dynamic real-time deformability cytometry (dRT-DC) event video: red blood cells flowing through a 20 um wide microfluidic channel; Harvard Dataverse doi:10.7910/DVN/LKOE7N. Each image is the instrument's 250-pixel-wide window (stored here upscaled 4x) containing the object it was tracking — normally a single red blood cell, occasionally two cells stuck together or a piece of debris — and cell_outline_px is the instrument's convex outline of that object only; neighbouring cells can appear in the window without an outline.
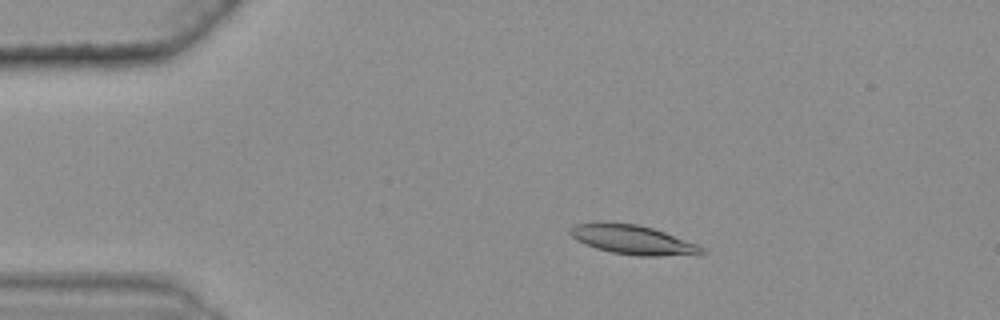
{"species": "common noctule bat (a hibernating species)", "species_latin": "Nyctalus noctula", "temperature_condition": "warm", "stored_images_in_passage": 46, "camera_frame_rate_fps": 3000, "um_per_image_px": 0.085, "animal": {"sex": "female", "body_mass_g": 25.1}, "frame": {"image": 1, "passage_image": 10, "time_ms": 3.0, "image_size_px": [1000, 320], "cell_outline_px": [[704, 252], [700, 256], [636, 256], [612, 252], [596, 248], [576, 240], [568, 232], [568, 228], [576, 224], [596, 220], [608, 220], [640, 224], [664, 232], [696, 244], [704, 248]], "centroid_in_image_um": [53.75, 20.35], "position_along_channel_um": 31.2, "area_um2": 23.24}}
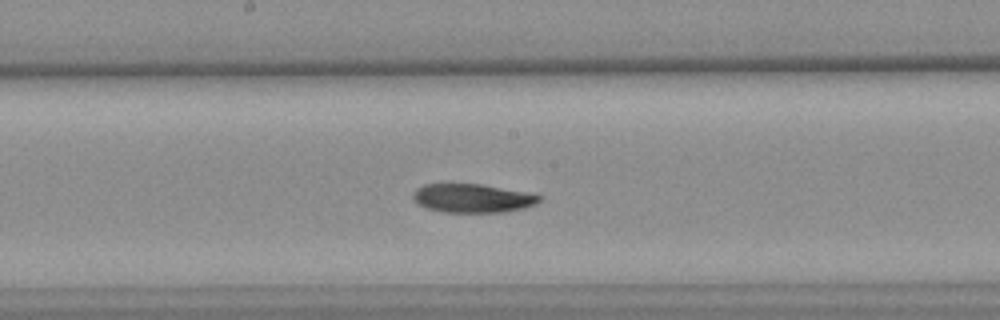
{"frame": {"image": 2, "passage_image": 29, "time_ms": 9.333, "image_size_px": [1000, 320], "cell_outline_px": [[544, 196], [536, 204], [524, 208], [504, 212], [440, 212], [428, 208], [420, 204], [412, 196], [412, 192], [416, 188], [424, 184], [480, 184], [524, 192]], "centroid_in_image_um": [40.16, 16.85], "position_along_channel_um": 208.0, "area_um2": 20.98}}
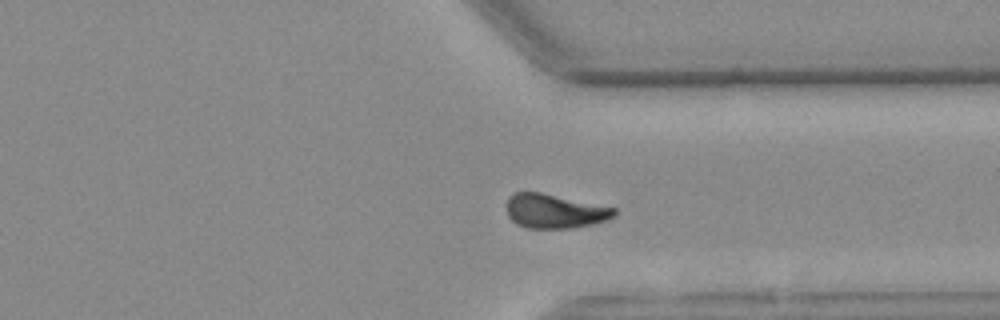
{"frame": {"image": 3, "passage_image": 42, "time_ms": 13.667, "image_size_px": [1000, 320], "cell_outline_px": [[616, 212], [612, 216], [604, 220], [592, 224], [572, 228], [528, 228], [516, 224], [508, 216], [508, 196], [516, 192], [540, 192], [616, 208]], "centroid_in_image_um": [47.12, 17.95], "position_along_channel_um": 364.3, "area_um2": 21.15}, "authors_computed_cell_mechanics": {"area_um2": 22.253, "velocity_mm_per_s": 3.5997, "shape_relaxation_time_tau1_ms": 8.4625, "shape_relaxation_time_tau2_ms": 7.9477, "deformation_change_tau1": 0.1878, "deformation_change_tau2": 0.1217}}